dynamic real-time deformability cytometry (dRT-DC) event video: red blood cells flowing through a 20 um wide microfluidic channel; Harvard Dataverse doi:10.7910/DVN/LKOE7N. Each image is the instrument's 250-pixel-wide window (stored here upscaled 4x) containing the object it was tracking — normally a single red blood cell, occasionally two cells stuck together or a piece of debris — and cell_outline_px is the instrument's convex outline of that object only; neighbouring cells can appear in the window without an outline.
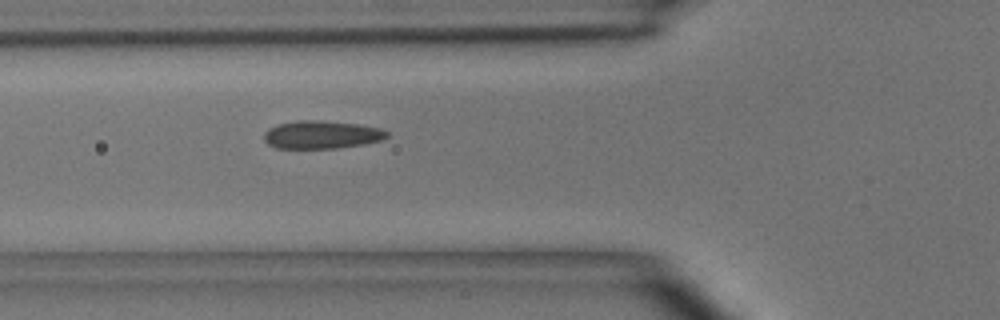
{"species": "common noctule bat (a hibernating species)", "species_latin": "Nyctalus noctula", "temperature_condition": "room temperature", "stored_images_in_passage": 3, "segment_of_instrument_passage": [1, 2], "camera_frame_rate_fps": 3000, "um_per_image_px": 0.085, "animal": {"sex": "male", "body_mass_g": 15.6}, "frame": {"image": 1, "passage_image": 2, "time_ms": 1.0, "image_size_px": [1000, 320], "cell_outline_px": [[388, 136], [380, 140], [364, 144], [336, 148], [276, 148], [268, 144], [264, 140], [264, 132], [268, 128], [276, 124], [300, 120], [320, 120], [356, 124], [380, 128], [388, 132]], "centroid_in_image_um": [27.29, 11.44], "position_along_channel_um": 98.5, "area_um2": 20.0}}